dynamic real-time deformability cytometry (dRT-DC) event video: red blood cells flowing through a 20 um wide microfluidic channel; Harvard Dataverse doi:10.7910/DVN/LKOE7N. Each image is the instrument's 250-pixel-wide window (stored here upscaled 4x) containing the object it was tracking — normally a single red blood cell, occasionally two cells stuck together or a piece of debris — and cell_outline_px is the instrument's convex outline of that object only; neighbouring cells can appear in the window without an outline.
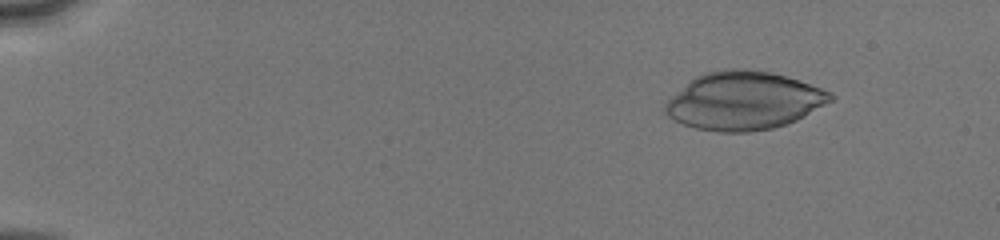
{"species": "human", "species_latin": "Homo sapiens", "temperature_condition": "cold", "stored_images_in_passage": 51, "camera_frame_rate_fps": 3000, "um_per_image_px": 0.085, "donor": {"sex": "male"}, "frame": {"image": 1, "passage_image": 7, "time_ms": 2.0, "image_size_px": [1000, 240], "cell_outline_px": [[836, 96], [832, 100], [796, 120], [772, 128], [748, 132], [720, 132], [696, 128], [684, 124], [668, 116], [664, 112], [664, 104], [672, 96], [696, 76], [704, 72], [724, 68], [748, 68], [768, 72], [784, 76], [832, 92]], "centroid_in_image_um": [63.2, 8.56], "position_along_channel_um": 21.8, "area_um2": 55.43}}
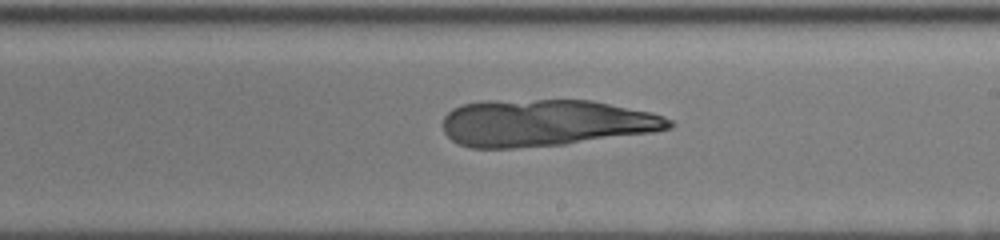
{"frame": {"image": 2, "passage_image": 32, "time_ms": 10.333, "image_size_px": [1000, 240], "cell_outline_px": [[676, 124], [672, 128], [652, 132], [564, 144], [516, 148], [468, 148], [452, 140], [444, 132], [444, 116], [452, 108], [460, 104], [480, 100], [592, 100], [652, 112], [664, 116], [672, 120]], "centroid_in_image_um": [46.35, 10.43], "position_along_channel_um": 242.7, "area_um2": 62.19}}
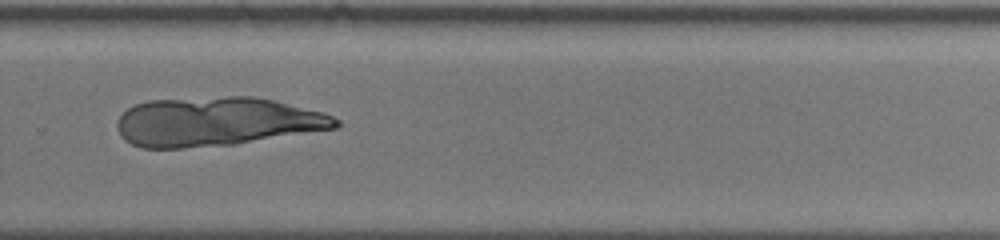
{"frame": {"image": 3, "passage_image": 37, "time_ms": 12.0, "image_size_px": [1000, 240], "cell_outline_px": [[340, 124], [336, 128], [236, 144], [180, 148], [140, 148], [124, 140], [120, 136], [116, 128], [116, 124], [120, 116], [128, 108], [136, 104], [148, 100], [228, 96], [252, 96], [272, 100], [320, 112], [332, 116], [340, 120]], "centroid_in_image_um": [18.35, 10.35], "position_along_channel_um": 311.4, "area_um2": 62.37}}